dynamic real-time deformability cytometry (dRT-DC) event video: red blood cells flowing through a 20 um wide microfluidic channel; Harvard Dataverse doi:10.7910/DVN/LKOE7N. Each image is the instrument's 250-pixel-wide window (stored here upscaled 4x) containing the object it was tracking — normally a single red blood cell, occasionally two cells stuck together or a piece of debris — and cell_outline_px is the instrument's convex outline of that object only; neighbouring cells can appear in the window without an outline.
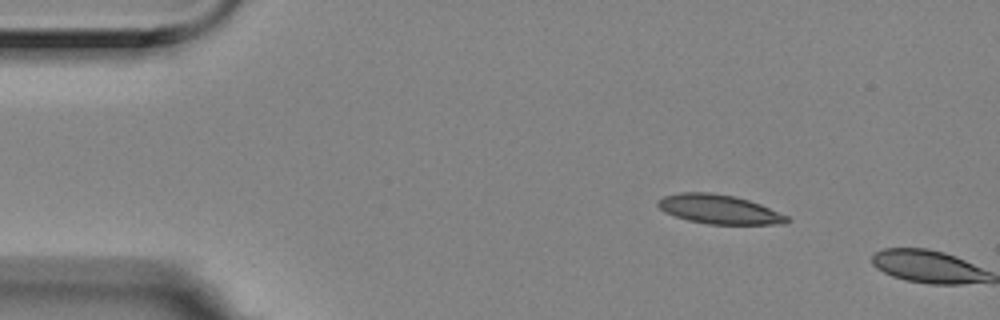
{"species": "Egyptian fruit bat (a non-hibernating species)", "species_latin": "Rousettus aegyptiacus", "temperature_condition": "room temperature", "stored_images_in_passage": 2, "camera_frame_rate_fps": 3000, "um_per_image_px": 0.085, "animal": {"sex": "female"}, "frame": {"image": 1, "passage_image": 1, "time_ms": 0.0, "image_size_px": [1000, 320], "cell_outline_px": [[792, 220], [784, 224], [708, 224], [688, 220], [664, 212], [656, 204], [664, 196], [680, 192], [708, 192], [736, 196], [760, 204], [788, 216]], "centroid_in_image_um": [61.14, 17.79], "position_along_channel_um": 23.9, "area_um2": 21.85}}